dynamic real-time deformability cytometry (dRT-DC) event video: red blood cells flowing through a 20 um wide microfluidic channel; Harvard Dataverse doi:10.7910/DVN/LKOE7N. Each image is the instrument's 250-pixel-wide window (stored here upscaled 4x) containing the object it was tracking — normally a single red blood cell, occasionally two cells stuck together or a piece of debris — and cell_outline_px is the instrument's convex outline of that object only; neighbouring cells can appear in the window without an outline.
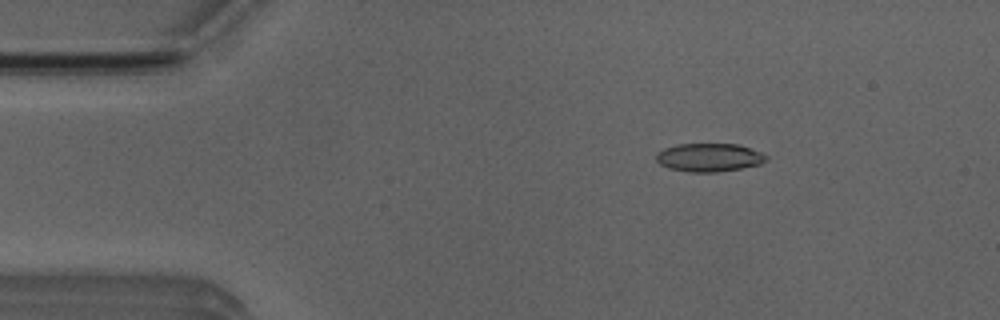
{"species": "Egyptian fruit bat (a non-hibernating species)", "species_latin": "Rousettus aegyptiacus", "temperature_condition": "room temperature", "stored_images_in_passage": 46, "camera_frame_rate_fps": 3000, "um_per_image_px": 0.085, "animal": {"sex": "male"}, "frame": {"image": 1, "passage_image": 2, "time_ms": 0.333, "image_size_px": [1000, 320], "cell_outline_px": [[768, 156], [760, 164], [740, 168], [716, 172], [692, 172], [668, 168], [660, 164], [656, 160], [656, 152], [664, 148], [676, 144], [736, 144], [760, 152]], "centroid_in_image_um": [60.22, 13.38], "position_along_channel_um": 24.8, "area_um2": 17.98}}
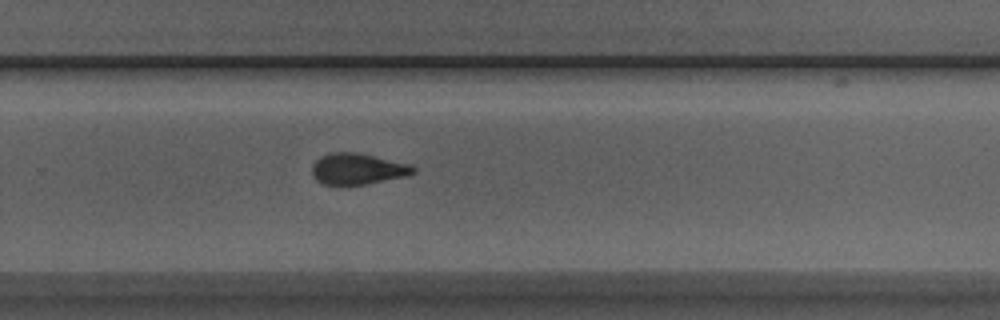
{"frame": {"image": 2, "passage_image": 28, "time_ms": 9.0, "image_size_px": [1000, 320], "cell_outline_px": [[416, 172], [408, 176], [364, 184], [340, 188], [324, 184], [316, 180], [312, 172], [312, 164], [320, 156], [328, 152], [356, 152], [412, 164], [416, 168]], "centroid_in_image_um": [30.38, 14.38], "position_along_channel_um": 299.4, "area_um2": 19.02}}
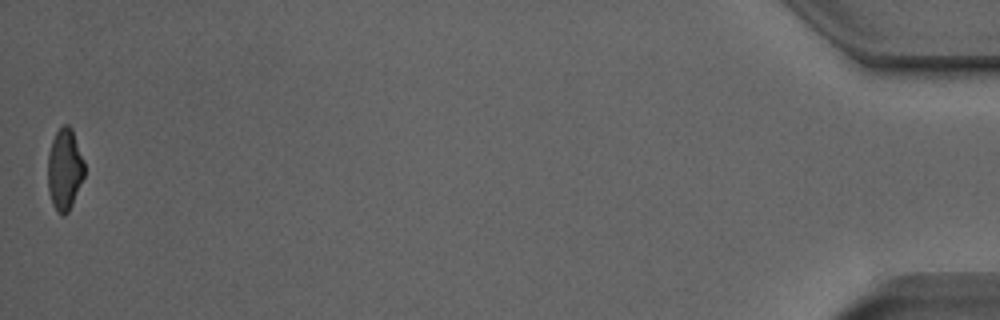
{"frame": {"image": 3, "passage_image": 46, "time_ms": 15.0, "image_size_px": [1000, 320], "cell_outline_px": [[84, 176], [72, 204], [68, 212], [64, 216], [60, 216], [56, 212], [52, 204], [48, 192], [48, 152], [52, 140], [56, 132], [64, 124], [68, 124], [72, 128], [84, 160]], "centroid_in_image_um": [5.48, 14.41], "position_along_channel_um": 429.7, "area_um2": 17.57}, "authors_computed_cell_mechanics": {"area_um2": 18.6405, "velocity_mm_per_s": 3.9012, "shape_relaxation_time_tau1_ms": null, "shape_relaxation_time_tau2_ms": 2.5284, "deformation_change_tau1": null, "deformation_change_tau2": 0.1002}}